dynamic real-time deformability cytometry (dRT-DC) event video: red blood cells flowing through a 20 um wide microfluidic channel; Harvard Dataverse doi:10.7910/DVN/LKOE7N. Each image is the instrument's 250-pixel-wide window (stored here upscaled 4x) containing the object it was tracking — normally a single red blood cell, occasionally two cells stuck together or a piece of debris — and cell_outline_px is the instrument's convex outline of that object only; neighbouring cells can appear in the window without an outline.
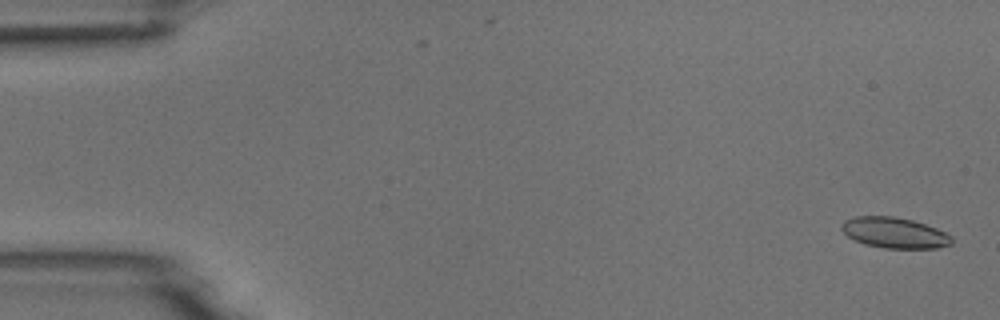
{"species": "common noctule bat (a hibernating species)", "species_latin": "Nyctalus noctula", "temperature_condition": "room temperature", "stored_images_in_passage": 5, "camera_frame_rate_fps": 3000, "um_per_image_px": 0.085, "animal": {"sex": "male", "body_mass_g": 18.8}, "frame": {"image": 1, "passage_image": 1, "time_ms": 0.0, "image_size_px": [1000, 320], "cell_outline_px": [[952, 244], [936, 248], [884, 248], [864, 244], [848, 236], [840, 228], [840, 224], [844, 220], [852, 216], [892, 216], [912, 220], [936, 228], [952, 236]], "centroid_in_image_um": [76.0, 19.78], "position_along_channel_um": 9.0, "area_um2": 19.71}}
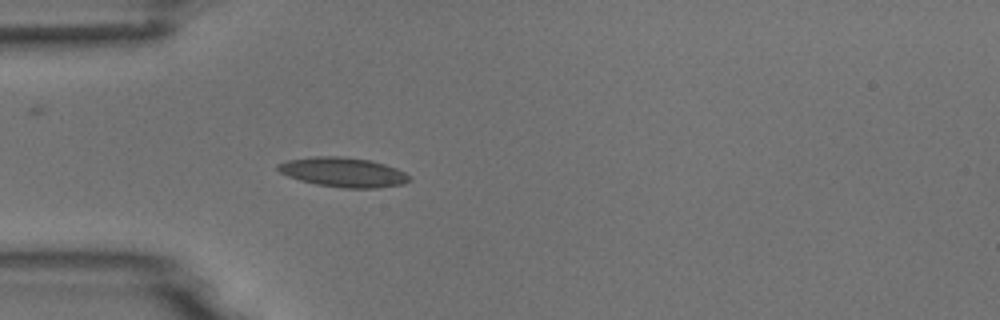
{"frame": {"image": 2, "passage_image": 5, "time_ms": 4.667, "image_size_px": [1000, 320], "cell_outline_px": [[412, 180], [404, 184], [376, 188], [344, 188], [316, 184], [300, 180], [288, 176], [280, 172], [276, 168], [276, 164], [288, 160], [312, 156], [340, 156], [372, 160], [396, 168], [412, 176]], "centroid_in_image_um": [29.19, 14.63], "position_along_channel_um": 55.8, "area_um2": 22.83}}